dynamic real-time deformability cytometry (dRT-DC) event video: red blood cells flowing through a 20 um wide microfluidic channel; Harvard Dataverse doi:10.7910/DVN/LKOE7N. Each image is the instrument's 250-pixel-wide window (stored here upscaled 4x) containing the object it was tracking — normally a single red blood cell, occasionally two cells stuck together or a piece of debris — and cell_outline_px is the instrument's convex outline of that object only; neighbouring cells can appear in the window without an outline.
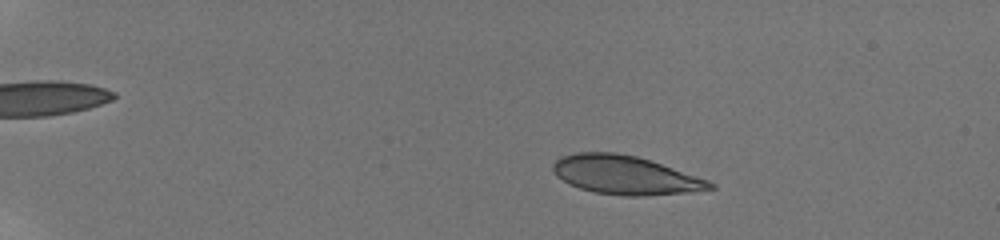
{"species": "human", "species_latin": "Homo sapiens", "temperature_condition": "room temperature", "stored_images_in_passage": 48, "camera_frame_rate_fps": 3000, "um_per_image_px": 0.085, "donor": {"sex": "male"}, "frame": {"image": 1, "passage_image": 18, "time_ms": 4.0, "image_size_px": [1000, 240], "cell_outline_px": [[716, 188], [692, 192], [648, 196], [624, 196], [596, 192], [580, 188], [556, 176], [552, 168], [552, 164], [560, 156], [576, 152], [616, 152], [636, 156], [708, 180], [716, 184]], "centroid_in_image_um": [53.14, 14.88], "position_along_channel_um": 31.9, "area_um2": 35.2}}
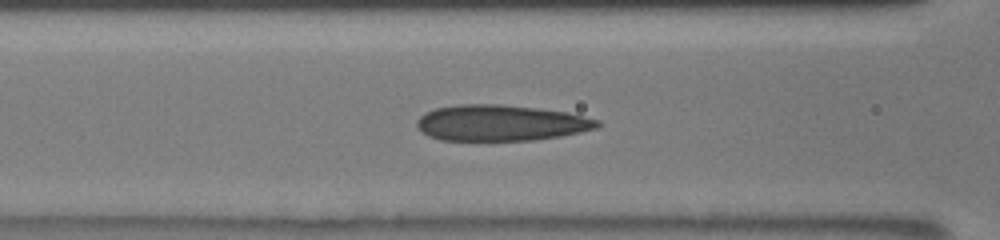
{"frame": {"image": 2, "passage_image": 42, "time_ms": 9.333, "image_size_px": [1000, 240], "cell_outline_px": [[600, 124], [596, 128], [580, 132], [560, 136], [536, 140], [440, 140], [428, 136], [416, 128], [416, 120], [424, 112], [436, 108], [460, 104], [500, 104], [536, 108], [568, 112], [600, 120]], "centroid_in_image_um": [42.53, 10.44], "position_along_channel_um": 124.1, "area_um2": 37.97}}
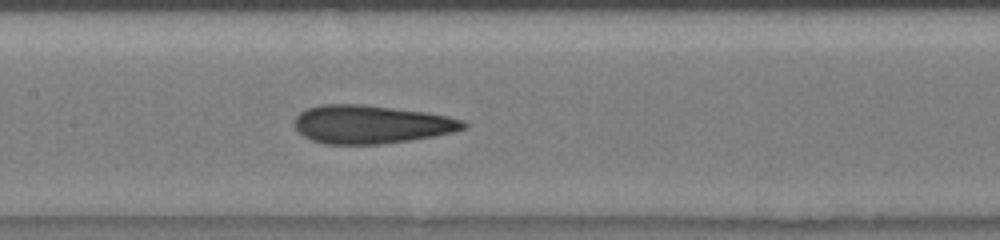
{"frame": {"image": 3, "passage_image": 48, "time_ms": 10.667, "image_size_px": [1000, 240], "cell_outline_px": [[468, 128], [452, 132], [432, 136], [408, 140], [380, 144], [324, 144], [312, 140], [304, 136], [292, 124], [292, 120], [300, 112], [308, 108], [320, 104], [364, 104], [428, 112], [448, 116], [464, 120], [468, 124]], "centroid_in_image_um": [31.54, 10.56], "position_along_channel_um": 175.9, "area_um2": 37.97}}